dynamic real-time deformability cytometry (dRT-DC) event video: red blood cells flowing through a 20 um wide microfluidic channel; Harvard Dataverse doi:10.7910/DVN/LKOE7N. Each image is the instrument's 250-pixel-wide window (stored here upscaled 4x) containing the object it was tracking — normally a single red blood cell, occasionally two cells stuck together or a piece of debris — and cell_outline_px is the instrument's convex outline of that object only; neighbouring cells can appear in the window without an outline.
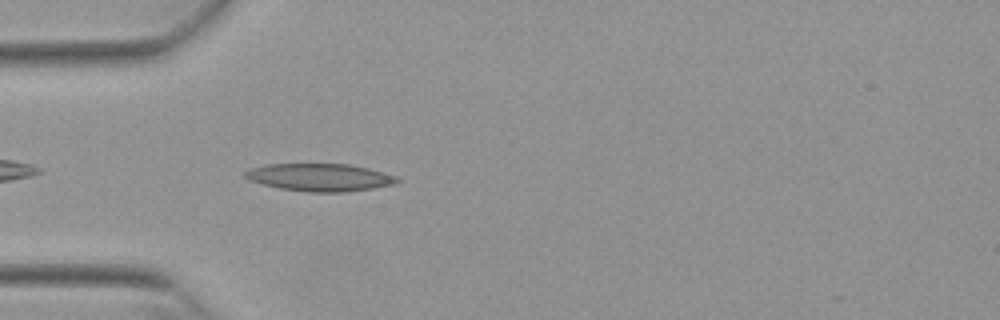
{"species": "Egyptian fruit bat (a non-hibernating species)", "species_latin": "Rousettus aegyptiacus", "temperature_condition": "warm", "stored_images_in_passage": 7, "camera_frame_rate_fps": 3000, "um_per_image_px": 0.085, "animal": {"sex": "female"}, "frame": {"image": 1, "passage_image": 3, "time_ms": 0.667, "image_size_px": [1000, 320], "cell_outline_px": [[400, 180], [396, 184], [372, 188], [344, 192], [308, 192], [280, 188], [248, 180], [244, 176], [244, 172], [248, 168], [264, 164], [348, 164], [368, 168], [396, 176]], "centroid_in_image_um": [27.15, 15.07], "position_along_channel_um": 57.8, "area_um2": 24.45}}